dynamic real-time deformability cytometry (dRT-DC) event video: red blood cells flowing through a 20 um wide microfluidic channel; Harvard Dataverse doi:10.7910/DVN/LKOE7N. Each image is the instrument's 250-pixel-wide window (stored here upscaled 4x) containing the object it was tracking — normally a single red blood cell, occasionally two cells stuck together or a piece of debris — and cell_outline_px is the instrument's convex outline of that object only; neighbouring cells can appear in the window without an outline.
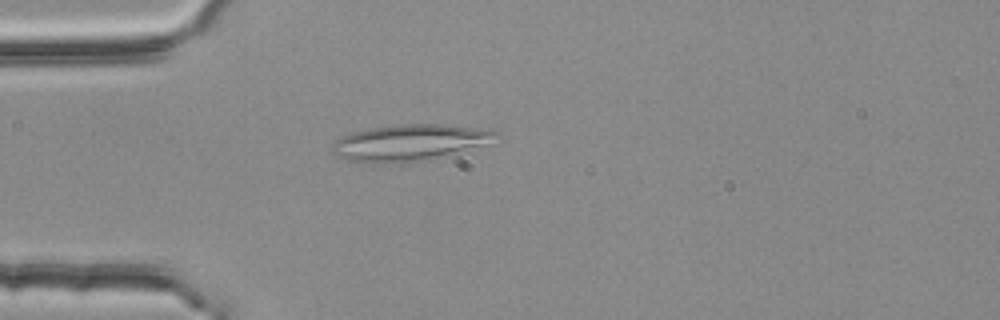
{"species": "common noctule bat (a hibernating species)", "species_latin": "Nyctalus noctula", "temperature_condition": "room temperature", "stored_images_in_passage": 19, "camera_frame_rate_fps": 3000, "um_per_image_px": 0.085, "animal": {"sex": "female", "body_mass_g": 25.1}, "frame": {"image": 1, "passage_image": 14, "time_ms": 4.333, "image_size_px": [1000, 320], "cell_outline_px": [[500, 136], [492, 144], [436, 160], [348, 160], [336, 156], [332, 152], [332, 144], [340, 136], [352, 132], [372, 128], [400, 124], [444, 124], [480, 128], [500, 132]], "centroid_in_image_um": [35.0, 12.08], "position_along_channel_um": 50.0, "area_um2": 34.51}}